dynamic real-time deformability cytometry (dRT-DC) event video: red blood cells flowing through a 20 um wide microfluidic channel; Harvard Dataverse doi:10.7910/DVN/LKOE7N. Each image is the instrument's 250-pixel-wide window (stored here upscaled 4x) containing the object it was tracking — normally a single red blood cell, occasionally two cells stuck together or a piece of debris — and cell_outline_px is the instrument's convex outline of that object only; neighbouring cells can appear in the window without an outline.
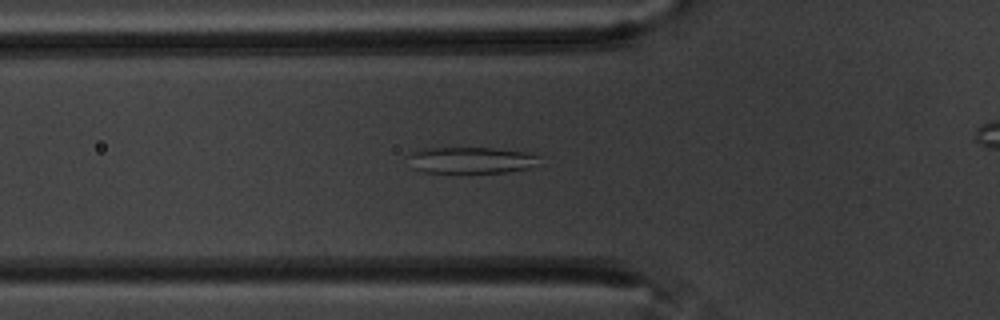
{"species": "common noctule bat (a hibernating species)", "species_latin": "Nyctalus noctula", "temperature_condition": "warm", "stored_images_in_passage": 51, "segment_of_instrument_passage": [1, 2], "camera_frame_rate_fps": 3000, "um_per_image_px": 0.085, "animal": {"sex": "male", "body_mass_g": 20.1, "forearm_length_mm": 53.5}, "frame": {"image": 1, "passage_image": 20, "time_ms": 6.333, "image_size_px": [1000, 320], "cell_outline_px": [[540, 156], [528, 168], [504, 172], [424, 172], [412, 168], [408, 156], [412, 152], [424, 148], [492, 148], [524, 152]], "centroid_in_image_um": [39.95, 13.61], "position_along_channel_um": 85.8, "area_um2": 19.71}}
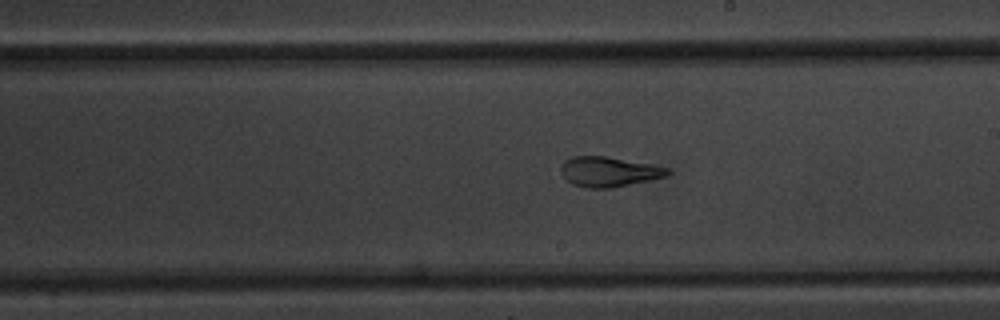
{"frame": {"image": 2, "passage_image": 33, "time_ms": 10.667, "image_size_px": [1000, 320], "cell_outline_px": [[672, 172], [668, 176], [612, 188], [584, 188], [572, 184], [560, 172], [560, 164], [564, 160], [572, 156], [604, 156], [652, 164], [668, 168]], "centroid_in_image_um": [51.74, 14.59], "position_along_channel_um": 237.3, "area_um2": 18.79}}
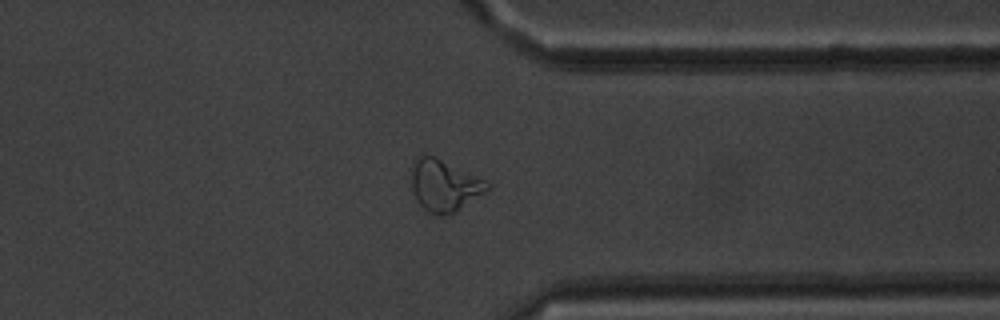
{"frame": {"image": 3, "passage_image": 45, "time_ms": 14.667, "image_size_px": [1000, 320], "cell_outline_px": [[488, 188], [484, 192], [456, 212], [444, 216], [436, 216], [428, 212], [416, 200], [412, 188], [412, 160], [416, 156], [432, 156], [484, 180], [488, 184]], "centroid_in_image_um": [37.7, 15.8], "position_along_channel_um": 373.7, "area_um2": 22.25}}